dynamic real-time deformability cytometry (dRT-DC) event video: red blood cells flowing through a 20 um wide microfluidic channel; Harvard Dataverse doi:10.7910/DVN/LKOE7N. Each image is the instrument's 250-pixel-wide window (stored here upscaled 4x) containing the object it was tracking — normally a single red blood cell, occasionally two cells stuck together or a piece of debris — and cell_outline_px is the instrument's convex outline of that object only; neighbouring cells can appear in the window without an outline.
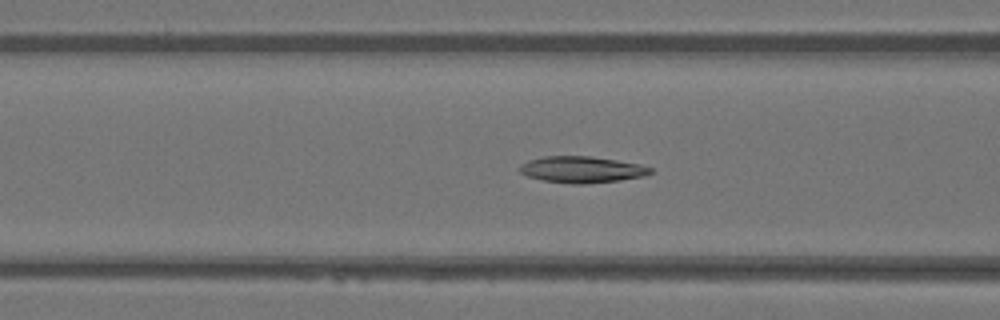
{"species": "Egyptian fruit bat (a non-hibernating species)", "species_latin": "Rousettus aegyptiacus", "temperature_condition": "warm", "stored_images_in_passage": 39, "camera_frame_rate_fps": 3000, "um_per_image_px": 0.085, "animal": {"sex": "female"}, "frame": {"image": 1, "passage_image": 20, "time_ms": 6.333, "image_size_px": [1000, 320], "cell_outline_px": [[652, 172], [644, 176], [620, 180], [584, 184], [572, 184], [544, 180], [528, 176], [520, 172], [516, 168], [520, 164], [528, 160], [544, 156], [588, 156], [616, 160], [640, 164], [652, 168]], "centroid_in_image_um": [49.42, 14.41], "position_along_channel_um": 117.2, "area_um2": 20.11}}
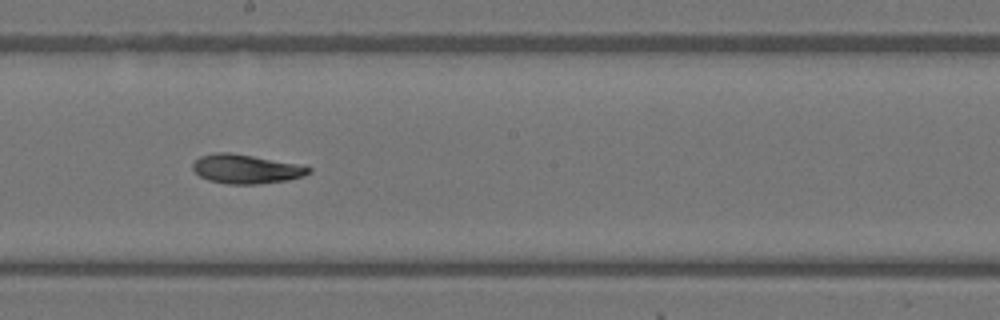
{"frame": {"image": 2, "passage_image": 28, "time_ms": 9.0, "image_size_px": [1000, 320], "cell_outline_px": [[312, 172], [304, 176], [288, 180], [256, 184], [228, 184], [208, 180], [200, 176], [192, 168], [192, 164], [200, 156], [216, 152], [228, 152], [252, 156], [296, 164], [312, 168]], "centroid_in_image_um": [20.9, 14.37], "position_along_channel_um": 227.3, "area_um2": 19.48}}
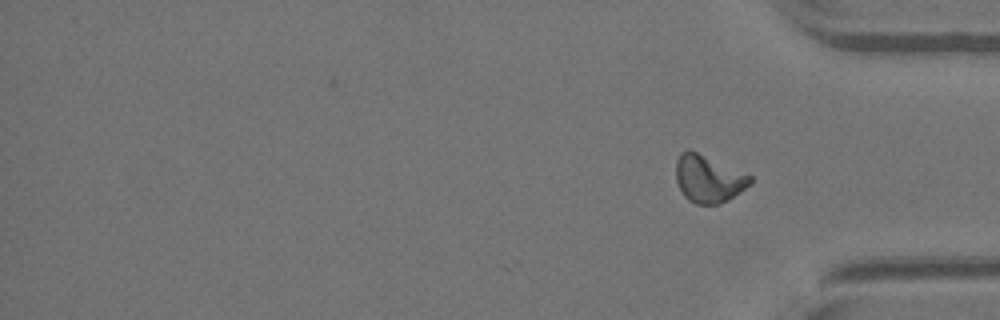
{"frame": {"image": 3, "passage_image": 39, "time_ms": 12.667, "image_size_px": [1000, 320], "cell_outline_px": [[752, 180], [744, 188], [728, 200], [716, 204], [696, 204], [688, 200], [684, 196], [676, 180], [676, 160], [680, 152], [688, 148], [752, 176]], "centroid_in_image_um": [60.17, 15.18], "position_along_channel_um": 375.0, "area_um2": 20.23}, "authors_computed_cell_mechanics": {"area_um2": 20.23, "velocity_mm_per_s": 4.1275, "shape_relaxation_time_tau1_ms": null, "shape_relaxation_time_tau2_ms": 7.4992, "deformation_change_tau1": null, "deformation_change_tau2": 0.137}}